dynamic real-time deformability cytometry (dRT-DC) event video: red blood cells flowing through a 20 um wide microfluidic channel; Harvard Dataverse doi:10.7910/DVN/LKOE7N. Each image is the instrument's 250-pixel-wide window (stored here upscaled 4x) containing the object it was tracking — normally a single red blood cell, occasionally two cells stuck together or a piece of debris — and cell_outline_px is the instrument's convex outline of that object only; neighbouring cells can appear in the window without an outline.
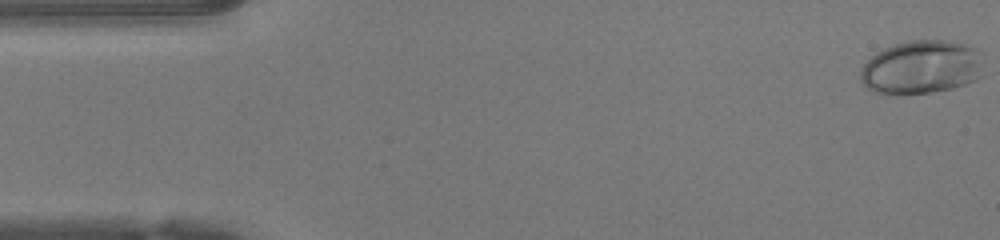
{"species": "human", "species_latin": "Homo sapiens", "temperature_condition": "warm", "stored_images_in_passage": 48, "camera_frame_rate_fps": 3000, "um_per_image_px": 0.085, "donor": {"sex": "female"}, "frame": {"image": 1, "passage_image": 1, "time_ms": 0.0, "image_size_px": [1000, 240], "cell_outline_px": [[980, 76], [976, 80], [952, 88], [928, 92], [896, 96], [872, 92], [860, 84], [860, 68], [876, 52], [884, 48], [896, 44], [912, 40], [948, 40], [964, 44], [976, 48], [980, 52]], "centroid_in_image_um": [78.25, 5.73], "position_along_channel_um": 6.8, "area_um2": 38.73}}
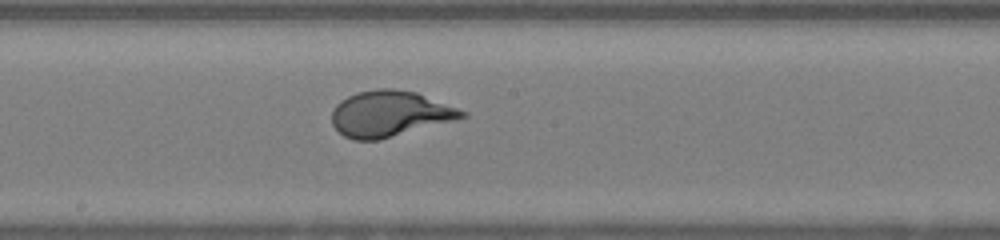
{"frame": {"image": 2, "passage_image": 25, "time_ms": 8.0, "image_size_px": [1000, 240], "cell_outline_px": [[468, 116], [376, 140], [352, 140], [344, 136], [332, 124], [332, 112], [336, 104], [340, 100], [356, 92], [376, 88], [392, 88], [416, 92], [468, 112]], "centroid_in_image_um": [33.08, 9.65], "position_along_channel_um": 215.1, "area_um2": 34.33}}
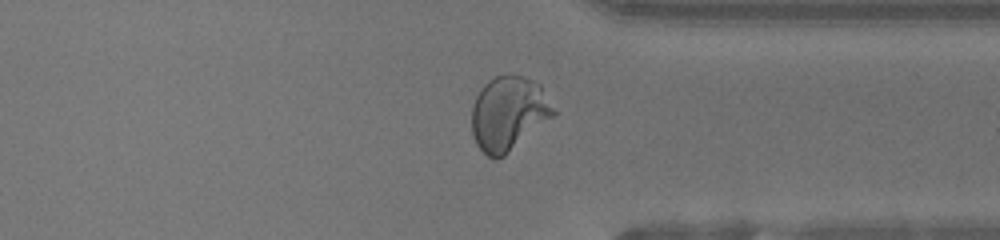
{"frame": {"image": 3, "passage_image": 36, "time_ms": 11.667, "image_size_px": [1000, 240], "cell_outline_px": [[556, 112], [552, 116], [504, 156], [496, 160], [488, 156], [476, 144], [472, 136], [472, 104], [476, 96], [484, 84], [488, 80], [496, 76], [508, 72], [524, 76], [540, 84]], "centroid_in_image_um": [43.19, 9.61], "position_along_channel_um": 368.2, "area_um2": 35.26}, "authors_computed_cell_mechanics": {"area_um2": 35.4892, "velocity_mm_per_s": 4.2519, "shape_relaxation_time_tau1_ms": 5.5005, "shape_relaxation_time_tau2_ms": null, "deformation_change_tau1": 0.2641, "deformation_change_tau2": null}}